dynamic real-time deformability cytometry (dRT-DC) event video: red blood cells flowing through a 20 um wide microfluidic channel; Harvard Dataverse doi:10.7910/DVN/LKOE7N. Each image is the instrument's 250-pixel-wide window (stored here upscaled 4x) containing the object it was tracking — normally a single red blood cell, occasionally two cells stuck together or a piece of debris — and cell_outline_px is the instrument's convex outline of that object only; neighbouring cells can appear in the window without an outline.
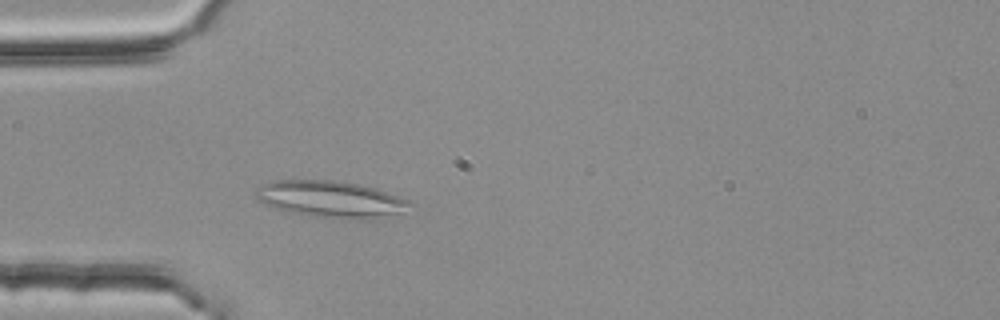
{"species": "common noctule bat (a hibernating species)", "species_latin": "Nyctalus noctula", "temperature_condition": "room temperature", "stored_images_in_passage": 2, "camera_frame_rate_fps": 3000, "um_per_image_px": 0.085, "animal": {"sex": "female", "body_mass_g": 25.1}, "frame": {"image": 1, "passage_image": 2, "time_ms": 0.333, "image_size_px": [1000, 320], "cell_outline_px": [[416, 204], [400, 212], [368, 220], [356, 220], [308, 216], [288, 212], [264, 204], [256, 196], [256, 192], [264, 184], [272, 180], [332, 180], [360, 184], [376, 188], [408, 200]], "centroid_in_image_um": [28.14, 16.94], "position_along_channel_um": 56.9, "area_um2": 32.95}}